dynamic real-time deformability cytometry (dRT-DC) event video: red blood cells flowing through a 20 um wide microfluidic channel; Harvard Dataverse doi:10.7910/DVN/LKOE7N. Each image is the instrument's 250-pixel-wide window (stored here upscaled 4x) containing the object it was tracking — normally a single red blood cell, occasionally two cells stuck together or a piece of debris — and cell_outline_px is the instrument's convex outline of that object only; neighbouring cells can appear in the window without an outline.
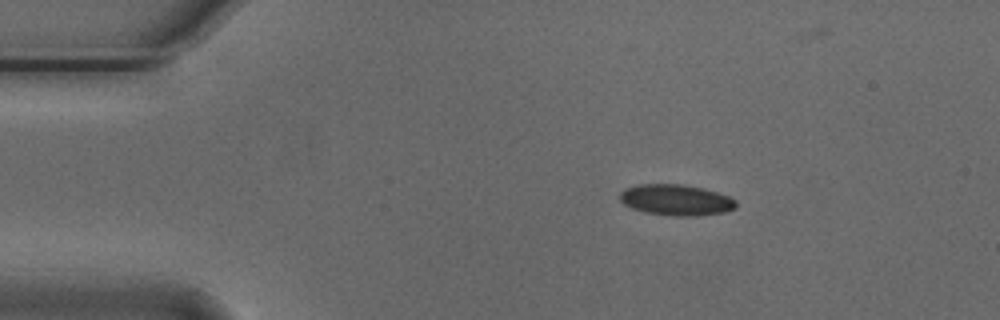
{"species": "Egyptian fruit bat (a non-hibernating species)", "species_latin": "Rousettus aegyptiacus", "temperature_condition": "cold", "stored_images_in_passage": 39, "camera_frame_rate_fps": 3000, "um_per_image_px": 0.085, "animal": {"sex": "male"}, "frame": {"image": 1, "passage_image": 1, "time_ms": 0.0, "image_size_px": [1000, 320], "cell_outline_px": [[736, 208], [724, 212], [692, 216], [676, 216], [644, 212], [632, 208], [624, 204], [620, 200], [620, 192], [624, 188], [640, 184], [680, 184], [704, 188], [728, 196], [736, 200]], "centroid_in_image_um": [57.45, 16.99], "position_along_channel_um": 27.6, "area_um2": 20.92}}
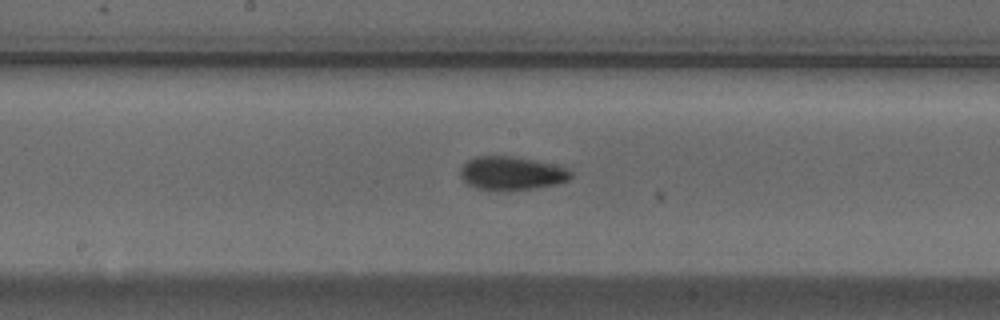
{"frame": {"image": 2, "passage_image": 20, "time_ms": 6.333, "image_size_px": [1000, 320], "cell_outline_px": [[572, 176], [568, 180], [556, 184], [532, 188], [500, 192], [476, 188], [468, 184], [460, 176], [460, 168], [468, 160], [476, 156], [512, 156], [532, 160], [568, 168], [572, 172]], "centroid_in_image_um": [43.45, 14.74], "position_along_channel_um": 204.7, "area_um2": 21.62}}
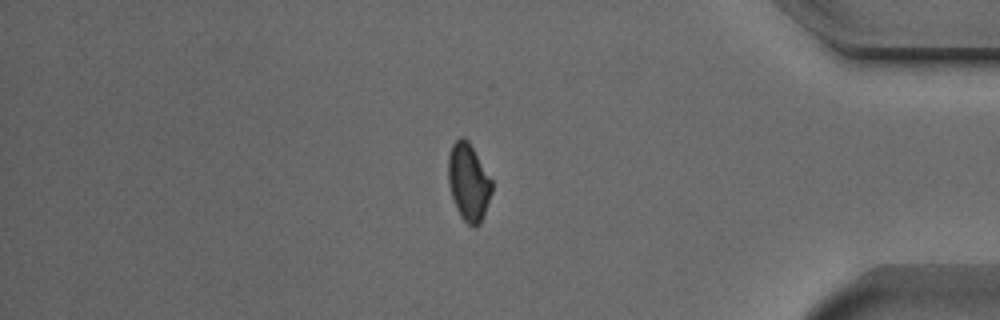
{"frame": {"image": 3, "passage_image": 38, "time_ms": 12.333, "image_size_px": [1000, 320], "cell_outline_px": [[492, 192], [480, 224], [476, 228], [472, 228], [460, 216], [456, 208], [448, 184], [448, 156], [452, 144], [460, 136], [464, 136], [468, 140], [492, 180]], "centroid_in_image_um": [39.81, 15.48], "position_along_channel_um": 395.4, "area_um2": 19.77}}